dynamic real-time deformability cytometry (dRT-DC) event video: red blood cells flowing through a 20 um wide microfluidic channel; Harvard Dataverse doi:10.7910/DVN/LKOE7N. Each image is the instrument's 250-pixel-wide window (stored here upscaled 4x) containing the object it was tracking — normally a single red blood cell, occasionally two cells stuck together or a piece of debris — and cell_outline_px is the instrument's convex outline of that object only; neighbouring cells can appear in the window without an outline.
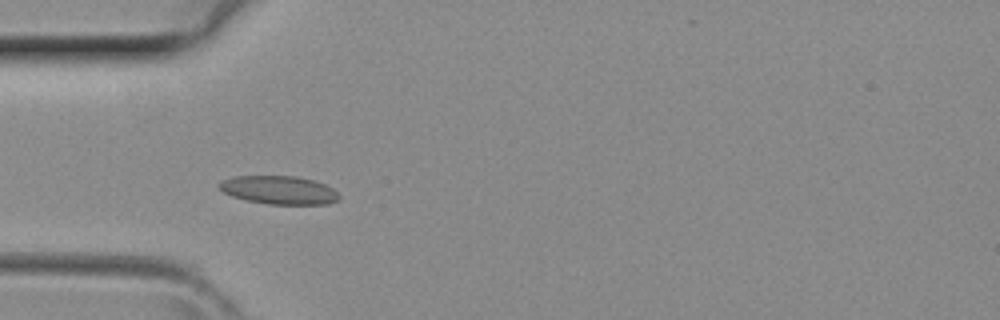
{"species": "common noctule bat (a hibernating species)", "species_latin": "Nyctalus noctula", "temperature_condition": "room temperature", "stored_images_in_passage": 5, "camera_frame_rate_fps": 3000, "um_per_image_px": 0.085, "animal": {"sex": "female", "body_mass_g": 29.2, "forearm_length_mm": 56.3}, "frame": {"image": 1, "passage_image": 3, "time_ms": 0.667, "image_size_px": [1000, 320], "cell_outline_px": [[340, 200], [328, 204], [268, 204], [248, 200], [232, 196], [224, 192], [216, 184], [220, 180], [232, 176], [296, 176], [312, 180], [324, 184], [332, 188], [340, 196]], "centroid_in_image_um": [23.7, 16.15], "position_along_channel_um": 61.3, "area_um2": 19.83}}
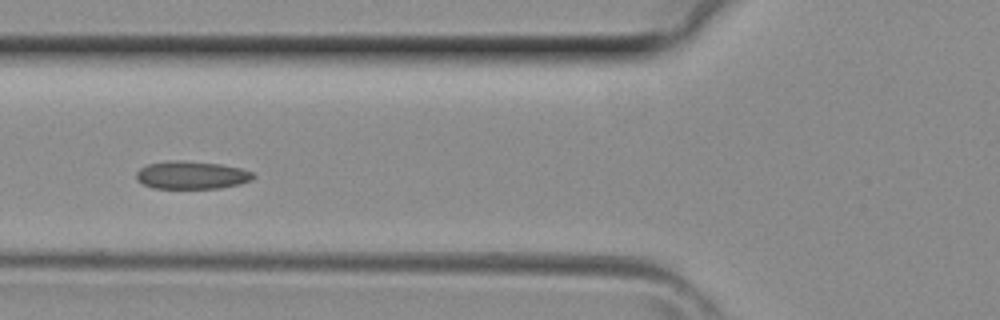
{"frame": {"image": 2, "passage_image": 4, "time_ms": 1.0, "image_size_px": [1000, 320], "cell_outline_px": [[256, 176], [252, 180], [240, 184], [220, 188], [152, 188], [136, 180], [136, 172], [140, 168], [148, 164], [168, 160], [184, 160], [220, 164], [240, 168], [252, 172]], "centroid_in_image_um": [16.28, 14.88], "position_along_channel_um": 109.5, "area_um2": 19.13}}